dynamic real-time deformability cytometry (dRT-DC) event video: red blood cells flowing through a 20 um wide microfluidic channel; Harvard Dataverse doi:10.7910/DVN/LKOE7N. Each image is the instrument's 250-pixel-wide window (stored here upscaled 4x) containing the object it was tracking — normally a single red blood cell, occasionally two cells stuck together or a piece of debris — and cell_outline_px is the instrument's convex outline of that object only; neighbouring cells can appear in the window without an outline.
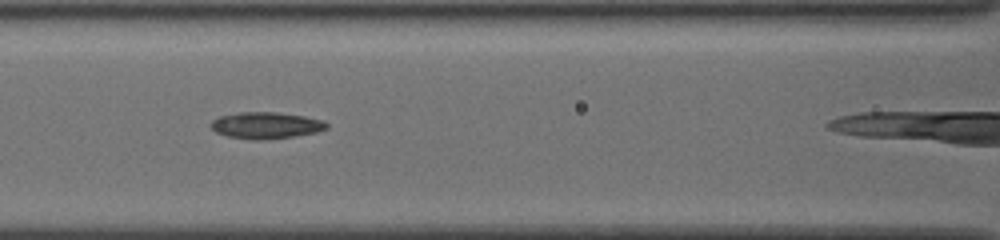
{"species": "common noctule bat (a hibernating species)", "species_latin": "Nyctalus noctula", "temperature_condition": "cold", "stored_images_in_passage": 28, "camera_frame_rate_fps": 3000, "um_per_image_px": 0.085, "animal": {"sex": "female", "body_mass_g": 19.5, "forearm_length_mm": 54.1}, "frame": {"image": 1, "passage_image": 5, "time_ms": 1.333, "image_size_px": [1000, 240], "cell_outline_px": [[328, 128], [316, 132], [292, 136], [256, 140], [228, 136], [216, 132], [212, 128], [212, 120], [220, 116], [240, 112], [276, 112], [304, 116], [320, 120], [328, 124]], "centroid_in_image_um": [22.6, 10.64], "position_along_channel_um": 144.0, "area_um2": 17.51}}
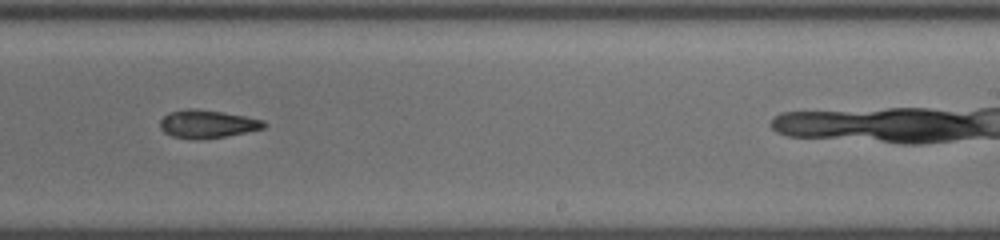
{"frame": {"image": 2, "passage_image": 15, "time_ms": 4.667, "image_size_px": [1000, 240], "cell_outline_px": [[268, 124], [264, 128], [224, 136], [172, 136], [164, 132], [160, 128], [160, 120], [168, 112], [184, 108], [196, 108], [244, 116], [264, 120]], "centroid_in_image_um": [17.62, 10.47], "position_along_channel_um": 271.4, "area_um2": 16.18}}
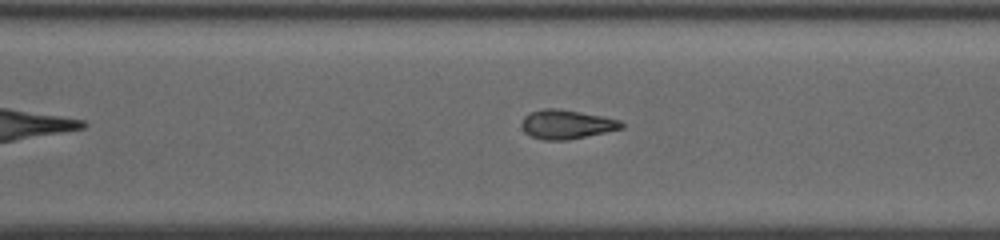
{"frame": {"image": 3, "passage_image": 19, "time_ms": 6.0, "image_size_px": [1000, 240], "cell_outline_px": [[624, 128], [568, 140], [544, 140], [532, 136], [524, 132], [520, 124], [524, 116], [528, 112], [544, 108], [560, 108], [604, 116], [620, 120], [624, 124]], "centroid_in_image_um": [48.14, 10.55], "position_along_channel_um": 322.5, "area_um2": 17.17}, "authors_computed_cell_mechanics": {"area_um2": 16.9065, "velocity_mm_per_s": 3.8325, "shape_relaxation_time_tau1_ms": null, "shape_relaxation_time_tau2_ms": 4.8776, "deformation_change_tau1": null, "deformation_change_tau2": 0.1287}}